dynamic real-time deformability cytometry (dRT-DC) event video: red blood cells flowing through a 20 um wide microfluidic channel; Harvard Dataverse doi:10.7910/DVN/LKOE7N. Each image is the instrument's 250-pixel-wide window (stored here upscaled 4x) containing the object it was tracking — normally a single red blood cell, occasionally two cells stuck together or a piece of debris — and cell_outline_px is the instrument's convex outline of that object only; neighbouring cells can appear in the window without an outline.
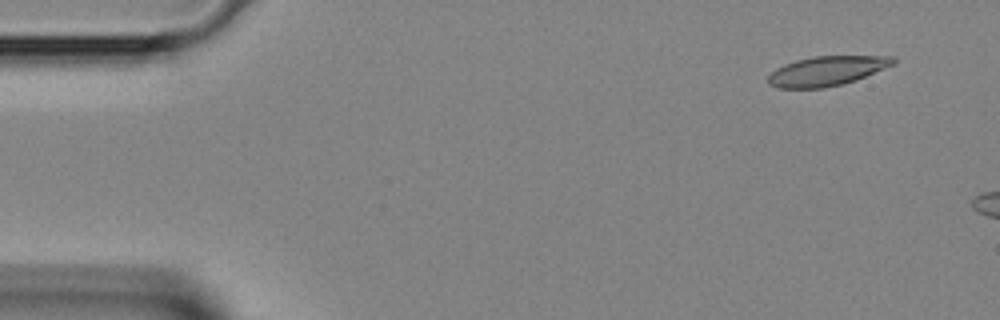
{"species": "Egyptian fruit bat (a non-hibernating species)", "species_latin": "Rousettus aegyptiacus", "temperature_condition": "room temperature", "stored_images_in_passage": 2, "camera_frame_rate_fps": 3000, "um_per_image_px": 0.085, "animal": {"sex": "female"}, "frame": {"image": 1, "passage_image": 1, "time_ms": 0.0, "image_size_px": [1000, 320], "cell_outline_px": [[896, 64], [856, 80], [824, 88], [776, 88], [768, 84], [768, 76], [776, 68], [784, 64], [796, 60], [816, 56], [896, 56]], "centroid_in_image_um": [70.3, 6.03], "position_along_channel_um": 14.7, "area_um2": 21.62}}